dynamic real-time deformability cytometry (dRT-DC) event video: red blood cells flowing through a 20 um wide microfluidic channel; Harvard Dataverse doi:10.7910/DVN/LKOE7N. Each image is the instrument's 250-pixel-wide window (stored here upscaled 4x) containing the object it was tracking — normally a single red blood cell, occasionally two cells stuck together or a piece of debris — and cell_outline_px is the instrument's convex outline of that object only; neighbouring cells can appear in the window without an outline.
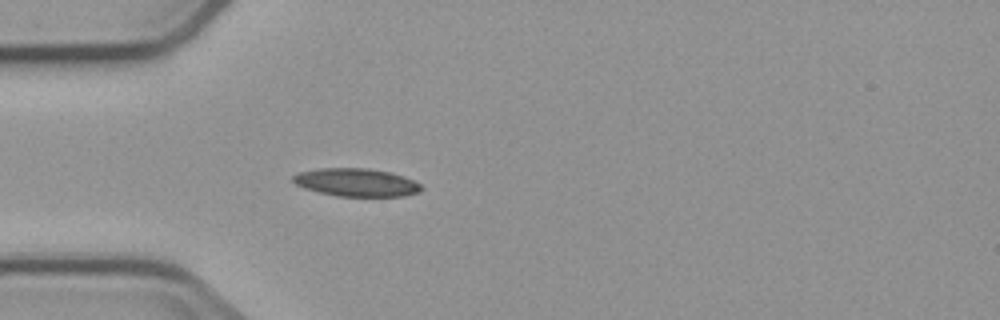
{"species": "common noctule bat (a hibernating species)", "species_latin": "Nyctalus noctula", "temperature_condition": "cold", "stored_images_in_passage": 4, "camera_frame_rate_fps": 3000, "um_per_image_px": 0.085, "animal": {"sex": "male", "body_mass_g": 23.1, "forearm_length_mm": 52.7}, "frame": {"image": 1, "passage_image": 4, "time_ms": 3.667, "image_size_px": [1000, 320], "cell_outline_px": [[424, 188], [420, 192], [404, 196], [336, 196], [304, 188], [296, 184], [292, 180], [292, 176], [300, 172], [320, 168], [368, 168], [392, 172], [404, 176], [420, 184]], "centroid_in_image_um": [30.32, 15.5], "position_along_channel_um": 54.7, "area_um2": 20.98}}